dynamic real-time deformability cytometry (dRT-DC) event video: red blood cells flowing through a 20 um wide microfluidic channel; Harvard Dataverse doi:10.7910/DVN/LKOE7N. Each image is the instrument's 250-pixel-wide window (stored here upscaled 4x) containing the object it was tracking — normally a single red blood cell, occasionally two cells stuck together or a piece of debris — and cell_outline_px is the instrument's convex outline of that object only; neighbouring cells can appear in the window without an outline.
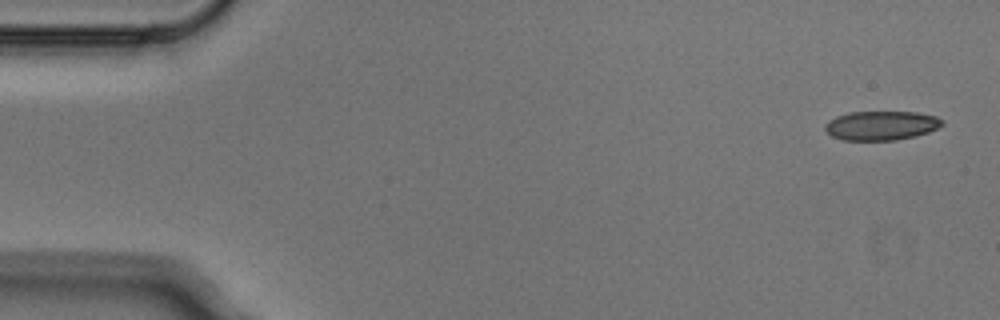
{"species": "Egyptian fruit bat (a non-hibernating species)", "species_latin": "Rousettus aegyptiacus", "temperature_condition": "cold", "stored_images_in_passage": 4, "camera_frame_rate_fps": 3000, "um_per_image_px": 0.085, "animal": {"sex": "male"}, "frame": {"image": 1, "passage_image": 1, "time_ms": 0.0, "image_size_px": [1000, 320], "cell_outline_px": [[944, 124], [928, 132], [916, 136], [896, 140], [844, 140], [832, 136], [824, 128], [824, 124], [828, 120], [836, 116], [848, 112], [916, 112], [936, 116], [944, 120]], "centroid_in_image_um": [74.9, 10.66], "position_along_channel_um": 10.1, "area_um2": 20.0}}
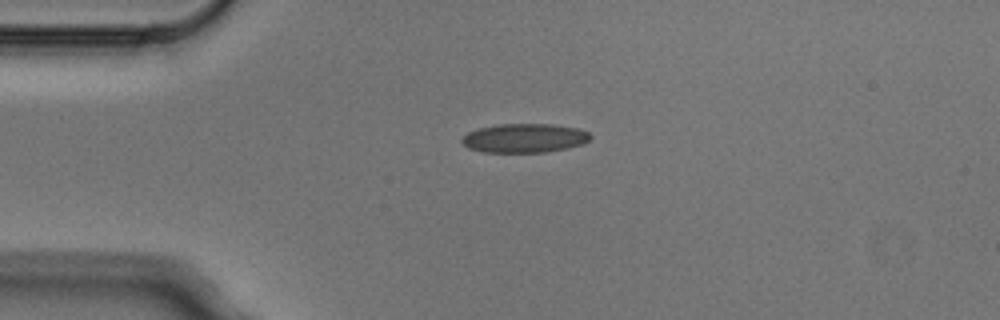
{"frame": {"image": 2, "passage_image": 3, "time_ms": 0.667, "image_size_px": [1000, 320], "cell_outline_px": [[592, 136], [588, 140], [580, 144], [568, 148], [544, 152], [484, 152], [468, 148], [460, 140], [468, 132], [480, 128], [500, 124], [552, 124], [580, 128], [588, 132]], "centroid_in_image_um": [44.59, 11.73], "position_along_channel_um": 40.4, "area_um2": 21.62}}